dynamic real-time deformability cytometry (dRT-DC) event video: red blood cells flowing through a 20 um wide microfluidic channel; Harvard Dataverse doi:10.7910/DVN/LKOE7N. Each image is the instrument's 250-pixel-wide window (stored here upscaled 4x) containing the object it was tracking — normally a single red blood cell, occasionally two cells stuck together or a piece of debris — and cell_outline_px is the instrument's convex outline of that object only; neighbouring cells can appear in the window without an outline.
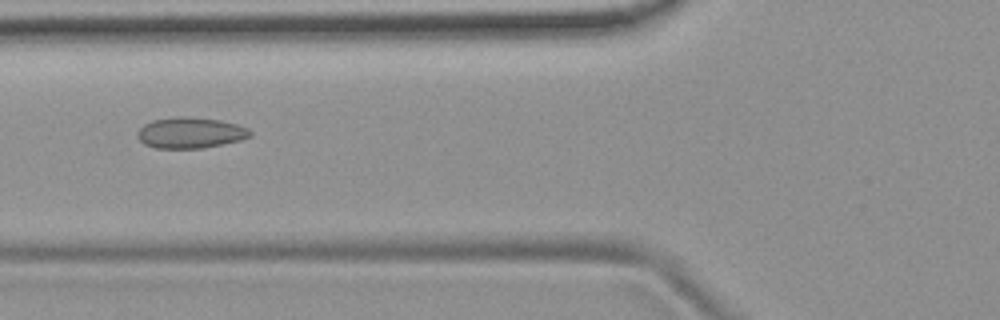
{"species": "common noctule bat (a hibernating species)", "species_latin": "Nyctalus noctula", "temperature_condition": "room temperature", "stored_images_in_passage": 39, "camera_frame_rate_fps": 3000, "um_per_image_px": 0.085, "animal": {"sex": "female", "body_mass_g": 19.9}, "frame": {"image": 1, "passage_image": 6, "time_ms": 1.667, "image_size_px": [1000, 320], "cell_outline_px": [[252, 136], [240, 140], [200, 148], [156, 148], [144, 144], [136, 136], [136, 132], [144, 124], [152, 120], [176, 116], [184, 116], [220, 120], [236, 124], [248, 128], [252, 132]], "centroid_in_image_um": [16.15, 11.28], "position_along_channel_um": 109.6, "area_um2": 20.29}}
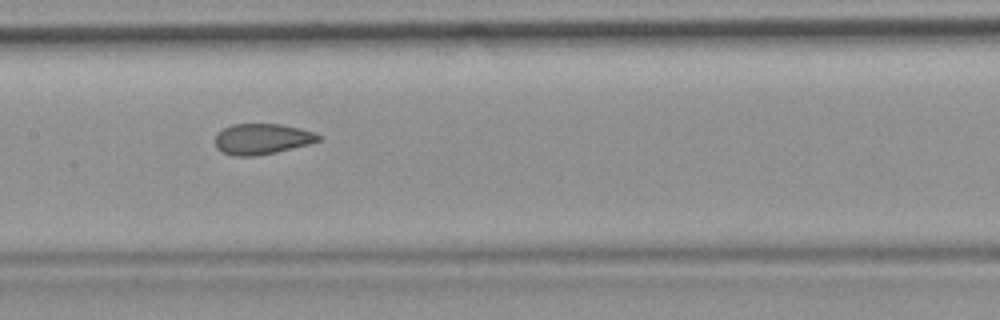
{"frame": {"image": 2, "passage_image": 12, "time_ms": 3.667, "image_size_px": [1000, 320], "cell_outline_px": [[320, 140], [308, 144], [276, 152], [256, 156], [232, 156], [220, 152], [216, 148], [216, 136], [224, 128], [232, 124], [280, 124], [316, 132], [320, 136]], "centroid_in_image_um": [22.25, 11.82], "position_along_channel_um": 185.1, "area_um2": 18.44}}
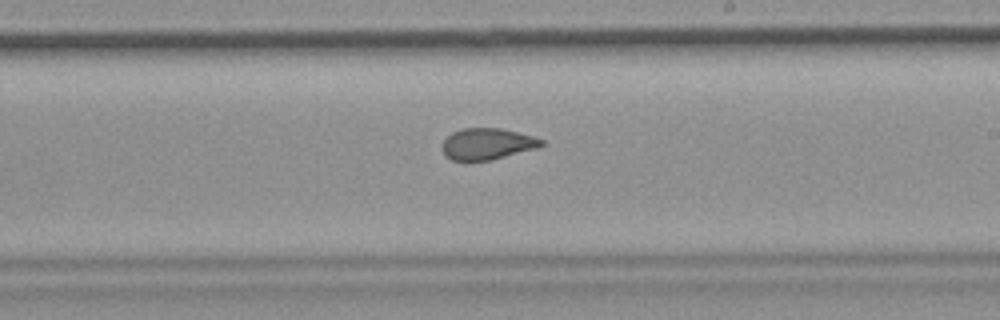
{"frame": {"image": 3, "passage_image": 17, "time_ms": 5.333, "image_size_px": [1000, 320], "cell_outline_px": [[544, 144], [536, 148], [492, 160], [452, 160], [444, 156], [440, 148], [444, 140], [452, 132], [464, 128], [500, 128], [532, 136], [544, 140]], "centroid_in_image_um": [41.37, 12.23], "position_along_channel_um": 247.6, "area_um2": 18.09}, "authors_computed_cell_mechanics": {"area_um2": 19.3052, "velocity_mm_per_s": 3.7674, "shape_relaxation_time_tau1_ms": null, "shape_relaxation_time_tau2_ms": 1.0493, "deformation_change_tau1": null, "deformation_change_tau2": 0.063}}